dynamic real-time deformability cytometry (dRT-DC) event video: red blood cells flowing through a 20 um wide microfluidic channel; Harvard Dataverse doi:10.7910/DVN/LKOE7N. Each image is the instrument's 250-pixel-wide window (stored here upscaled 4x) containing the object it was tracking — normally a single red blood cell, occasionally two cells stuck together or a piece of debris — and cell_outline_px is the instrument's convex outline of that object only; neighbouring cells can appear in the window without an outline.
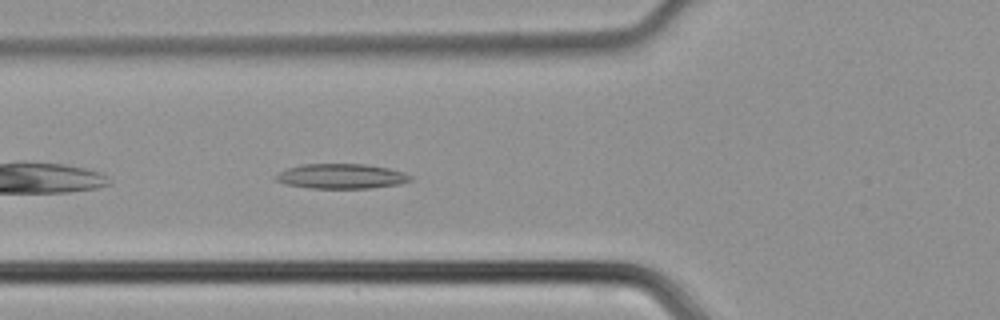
{"species": "common noctule bat (a hibernating species)", "species_latin": "Nyctalus noctula", "temperature_condition": "cold", "stored_images_in_passage": 35, "camera_frame_rate_fps": 3000, "um_per_image_px": 0.085, "animal": {"sex": "male", "body_mass_g": 21.5, "forearm_length_mm": 52.0}, "frame": {"image": 1, "passage_image": 4, "time_ms": 1.0, "image_size_px": [1000, 320], "cell_outline_px": [[412, 180], [400, 184], [368, 188], [312, 188], [284, 184], [276, 180], [272, 176], [288, 168], [304, 164], [364, 164], [388, 168], [404, 172], [412, 176]], "centroid_in_image_um": [29.01, 14.98], "position_along_channel_um": 96.8, "area_um2": 19.48}}
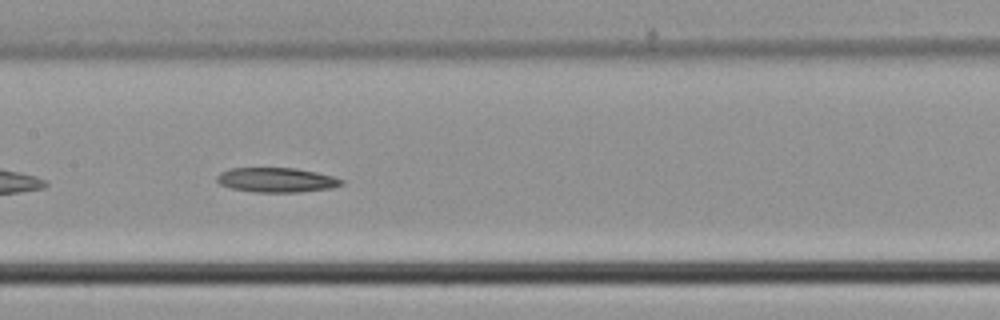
{"frame": {"image": 2, "passage_image": 10, "time_ms": 3.0, "image_size_px": [1000, 320], "cell_outline_px": [[344, 184], [332, 188], [296, 192], [252, 192], [232, 188], [220, 184], [216, 180], [216, 176], [220, 172], [228, 168], [296, 168], [316, 172], [332, 176], [344, 180]], "centroid_in_image_um": [23.49, 15.29], "position_along_channel_um": 183.9, "area_um2": 17.92}}
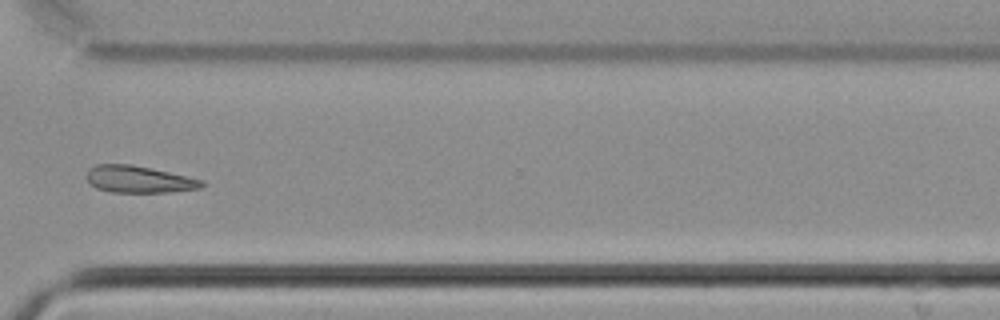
{"frame": {"image": 3, "passage_image": 22, "time_ms": 7.0, "image_size_px": [1000, 320], "cell_outline_px": [[204, 184], [200, 188], [172, 192], [112, 192], [96, 188], [88, 184], [88, 168], [96, 164], [128, 164], [152, 168], [204, 180]], "centroid_in_image_um": [11.79, 15.24], "position_along_channel_um": 358.8, "area_um2": 18.09}}